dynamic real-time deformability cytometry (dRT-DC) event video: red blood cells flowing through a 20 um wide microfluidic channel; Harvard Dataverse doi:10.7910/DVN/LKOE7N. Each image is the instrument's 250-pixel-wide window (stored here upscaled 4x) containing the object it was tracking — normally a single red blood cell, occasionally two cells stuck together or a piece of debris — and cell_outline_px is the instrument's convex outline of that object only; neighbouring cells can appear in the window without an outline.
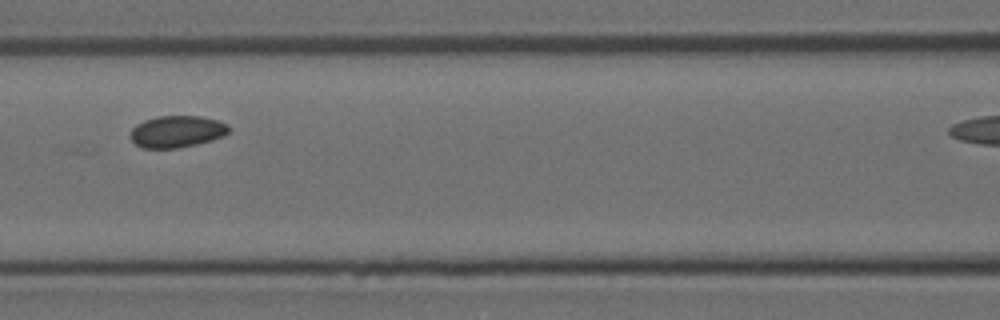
{"species": "Egyptian fruit bat (a non-hibernating species)", "species_latin": "Rousettus aegyptiacus", "temperature_condition": "room temperature", "stored_images_in_passage": 4, "segment_of_instrument_passage": [1, 2], "camera_frame_rate_fps": 3000, "um_per_image_px": 0.085, "animal": {"sex": "female"}, "frame": {"image": 1, "passage_image": 3, "time_ms": 0.667, "image_size_px": [1000, 320], "cell_outline_px": [[228, 132], [224, 136], [212, 140], [196, 144], [176, 148], [140, 148], [132, 140], [132, 128], [136, 124], [144, 120], [156, 116], [200, 116], [216, 120], [228, 124]], "centroid_in_image_um": [15.03, 11.18], "position_along_channel_um": 151.6, "area_um2": 18.15}}